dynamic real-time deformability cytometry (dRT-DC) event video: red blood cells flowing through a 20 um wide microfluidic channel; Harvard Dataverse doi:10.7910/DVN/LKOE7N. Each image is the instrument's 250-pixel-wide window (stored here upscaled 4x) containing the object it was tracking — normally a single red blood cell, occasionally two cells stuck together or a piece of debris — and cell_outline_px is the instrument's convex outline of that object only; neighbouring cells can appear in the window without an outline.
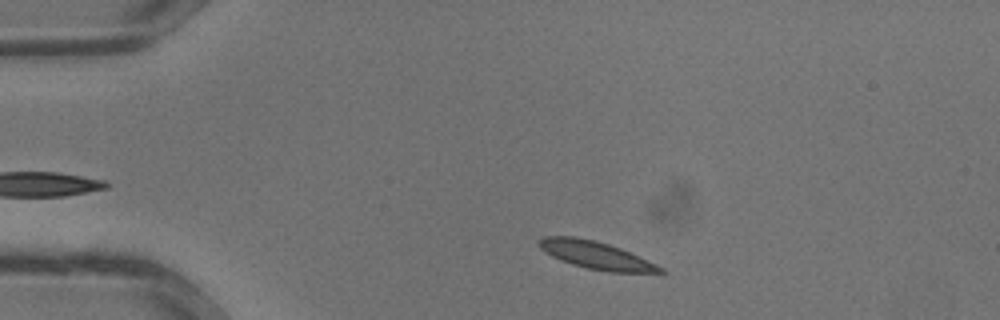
{"species": "common noctule bat (a hibernating species)", "species_latin": "Nyctalus noctula", "temperature_condition": "warm", "stored_images_in_passage": 29, "camera_frame_rate_fps": 3000, "um_per_image_px": 0.085, "animal": {"sex": "male", "body_mass_g": 13.3}, "frame": {"image": 1, "passage_image": 2, "time_ms": 0.333, "image_size_px": [1000, 320], "cell_outline_px": [[668, 272], [608, 272], [588, 268], [572, 264], [560, 260], [552, 256], [540, 248], [540, 240], [544, 236], [576, 236], [596, 240], [620, 248], [664, 268]], "centroid_in_image_um": [50.64, 21.68], "position_along_channel_um": 34.4, "area_um2": 19.19}}
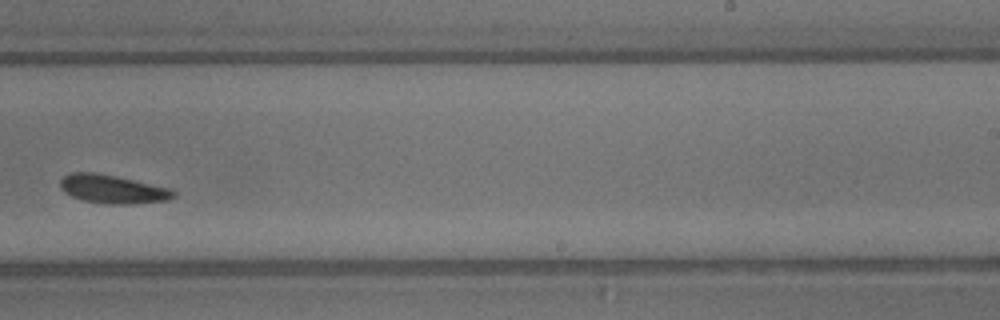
{"frame": {"image": 2, "passage_image": 17, "time_ms": 5.333, "image_size_px": [1000, 320], "cell_outline_px": [[176, 196], [168, 200], [132, 204], [112, 204], [84, 200], [72, 196], [64, 192], [60, 188], [60, 180], [64, 176], [72, 172], [92, 172], [116, 176], [172, 188], [176, 192]], "centroid_in_image_um": [9.61, 16.07], "position_along_channel_um": 279.4, "area_um2": 18.84}}
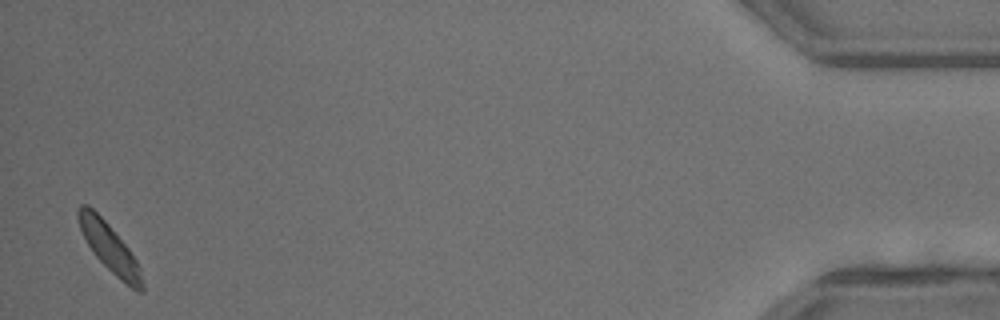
{"frame": {"image": 3, "passage_image": 29, "time_ms": 9.333, "image_size_px": [1000, 320], "cell_outline_px": [[144, 292], [140, 292], [132, 288], [116, 276], [92, 252], [80, 228], [76, 216], [76, 208], [80, 204], [88, 204], [108, 224], [128, 248], [136, 260], [140, 268], [144, 284]], "centroid_in_image_um": [9.29, 21.03], "position_along_channel_um": 425.9, "area_um2": 17.74}}